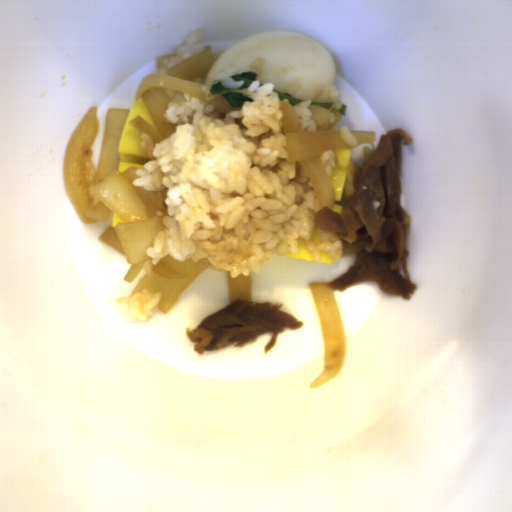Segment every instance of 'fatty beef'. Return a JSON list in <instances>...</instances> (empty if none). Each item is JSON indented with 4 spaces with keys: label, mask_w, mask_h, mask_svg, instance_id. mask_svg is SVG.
<instances>
[{
    "label": "fatty beef",
    "mask_w": 512,
    "mask_h": 512,
    "mask_svg": "<svg viewBox=\"0 0 512 512\" xmlns=\"http://www.w3.org/2000/svg\"><path fill=\"white\" fill-rule=\"evenodd\" d=\"M413 143L402 127L383 134L377 149L364 147V161L354 178L356 192L344 209L336 212L322 206L313 213L319 230L358 249L355 264L327 283L333 292L344 293L367 281L406 301L416 292L418 285L411 281L406 248L412 216L401 204L402 149Z\"/></svg>",
    "instance_id": "fatty-beef-1"
},
{
    "label": "fatty beef",
    "mask_w": 512,
    "mask_h": 512,
    "mask_svg": "<svg viewBox=\"0 0 512 512\" xmlns=\"http://www.w3.org/2000/svg\"><path fill=\"white\" fill-rule=\"evenodd\" d=\"M276 302L236 300L222 310L208 315L193 330L186 328L193 351L198 354L226 347H244L260 335L271 334L264 348L268 354L277 344L279 334L303 327V321L283 310Z\"/></svg>",
    "instance_id": "fatty-beef-2"
}]
</instances>
